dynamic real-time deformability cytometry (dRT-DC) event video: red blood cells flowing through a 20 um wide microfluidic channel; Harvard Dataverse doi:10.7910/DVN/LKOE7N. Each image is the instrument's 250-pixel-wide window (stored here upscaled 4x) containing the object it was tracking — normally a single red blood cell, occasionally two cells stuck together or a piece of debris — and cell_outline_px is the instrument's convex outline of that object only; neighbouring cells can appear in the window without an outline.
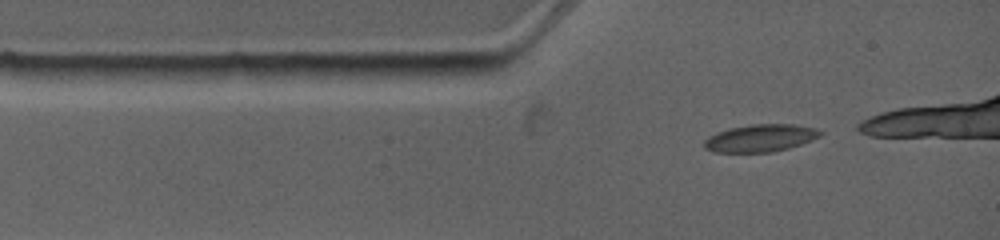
{"species": "common noctule bat (a hibernating species)", "species_latin": "Nyctalus noctula", "temperature_condition": "warm", "stored_images_in_passage": 2, "camera_frame_rate_fps": 4500, "um_per_image_px": 0.085, "animal": {"sex": "female", "body_mass_g": 19.0, "forearm_length_mm": 53.3}, "frame": {"image": 1, "passage_image": 1, "time_ms": 0.0, "image_size_px": [1000, 240], "cell_outline_px": [[824, 132], [820, 136], [800, 144], [788, 148], [772, 152], [712, 152], [704, 148], [704, 140], [708, 136], [716, 132], [728, 128], [752, 124], [796, 124], [816, 128]], "centroid_in_image_um": [64.61, 11.73], "position_along_channel_um": 20.4, "area_um2": 18.67}}